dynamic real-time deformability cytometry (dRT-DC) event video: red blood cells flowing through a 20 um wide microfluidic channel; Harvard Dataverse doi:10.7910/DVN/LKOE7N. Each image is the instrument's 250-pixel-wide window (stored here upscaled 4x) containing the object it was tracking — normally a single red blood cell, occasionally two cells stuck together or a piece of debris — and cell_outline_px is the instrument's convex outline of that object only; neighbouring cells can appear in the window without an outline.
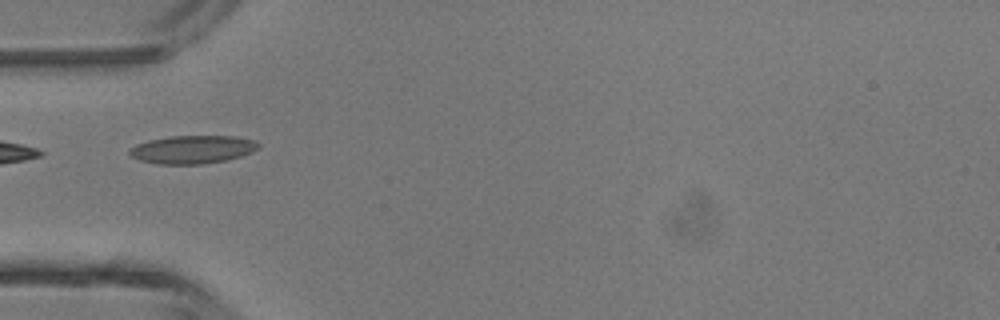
{"species": "common noctule bat (a hibernating species)", "species_latin": "Nyctalus noctula", "temperature_condition": "room temperature", "stored_images_in_passage": 4, "camera_frame_rate_fps": 3000, "um_per_image_px": 0.085, "animal": {"sex": "male", "body_mass_g": 13.3}, "frame": {"image": 1, "passage_image": 4, "time_ms": 1.0, "image_size_px": [1000, 320], "cell_outline_px": [[260, 148], [252, 152], [228, 160], [204, 164], [156, 164], [140, 160], [132, 156], [128, 152], [136, 144], [148, 140], [168, 136], [236, 136], [256, 140], [260, 144]], "centroid_in_image_um": [16.41, 12.7], "position_along_channel_um": 68.6, "area_um2": 21.33}}